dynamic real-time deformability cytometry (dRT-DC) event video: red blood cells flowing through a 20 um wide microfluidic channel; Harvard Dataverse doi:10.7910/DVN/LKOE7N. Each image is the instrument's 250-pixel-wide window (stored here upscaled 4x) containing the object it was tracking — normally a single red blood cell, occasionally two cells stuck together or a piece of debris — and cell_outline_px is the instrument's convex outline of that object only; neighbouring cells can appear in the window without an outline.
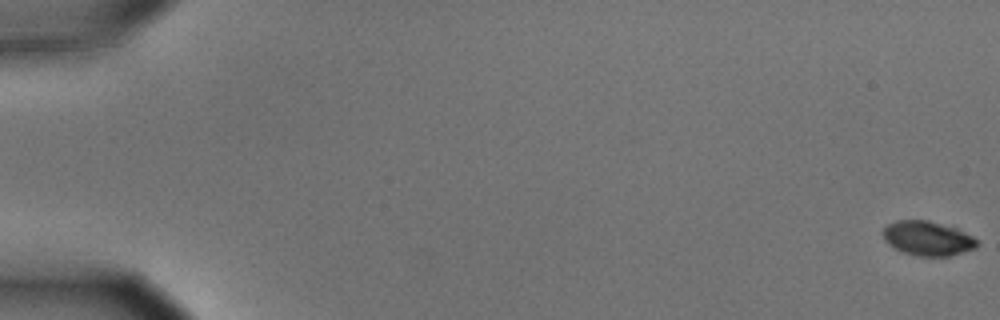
{"species": "common noctule bat (a hibernating species)", "species_latin": "Nyctalus noctula", "temperature_condition": "cold", "stored_images_in_passage": 6, "camera_frame_rate_fps": 3000, "um_per_image_px": 0.085, "animal": {"sex": "male", "body_mass_g": 15.6}, "frame": {"image": 1, "passage_image": 1, "time_ms": 0.0, "image_size_px": [1000, 320], "cell_outline_px": [[976, 248], [948, 256], [916, 256], [904, 252], [888, 244], [884, 240], [880, 232], [888, 224], [896, 220], [928, 220], [956, 228], [972, 236], [976, 240]], "centroid_in_image_um": [78.8, 20.25], "position_along_channel_um": 6.2, "area_um2": 18.79}}